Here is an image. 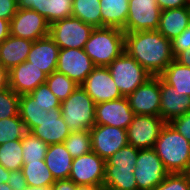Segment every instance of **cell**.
<instances>
[{"mask_svg": "<svg viewBox=\"0 0 190 190\" xmlns=\"http://www.w3.org/2000/svg\"><path fill=\"white\" fill-rule=\"evenodd\" d=\"M124 51L152 76H160L174 60L172 41L157 30L125 33Z\"/></svg>", "mask_w": 190, "mask_h": 190, "instance_id": "1", "label": "cell"}, {"mask_svg": "<svg viewBox=\"0 0 190 190\" xmlns=\"http://www.w3.org/2000/svg\"><path fill=\"white\" fill-rule=\"evenodd\" d=\"M55 0H24L10 21V35L36 41L49 36Z\"/></svg>", "mask_w": 190, "mask_h": 190, "instance_id": "2", "label": "cell"}, {"mask_svg": "<svg viewBox=\"0 0 190 190\" xmlns=\"http://www.w3.org/2000/svg\"><path fill=\"white\" fill-rule=\"evenodd\" d=\"M153 149L170 174L190 173V141L170 123L161 129Z\"/></svg>", "mask_w": 190, "mask_h": 190, "instance_id": "3", "label": "cell"}, {"mask_svg": "<svg viewBox=\"0 0 190 190\" xmlns=\"http://www.w3.org/2000/svg\"><path fill=\"white\" fill-rule=\"evenodd\" d=\"M94 27L70 16L59 5L51 15L49 36L59 49H84Z\"/></svg>", "mask_w": 190, "mask_h": 190, "instance_id": "4", "label": "cell"}, {"mask_svg": "<svg viewBox=\"0 0 190 190\" xmlns=\"http://www.w3.org/2000/svg\"><path fill=\"white\" fill-rule=\"evenodd\" d=\"M125 33L113 27L94 28L84 51L95 66L107 67L124 52Z\"/></svg>", "mask_w": 190, "mask_h": 190, "instance_id": "5", "label": "cell"}, {"mask_svg": "<svg viewBox=\"0 0 190 190\" xmlns=\"http://www.w3.org/2000/svg\"><path fill=\"white\" fill-rule=\"evenodd\" d=\"M60 108L71 132L90 130L95 125V102L81 85L61 102Z\"/></svg>", "mask_w": 190, "mask_h": 190, "instance_id": "6", "label": "cell"}, {"mask_svg": "<svg viewBox=\"0 0 190 190\" xmlns=\"http://www.w3.org/2000/svg\"><path fill=\"white\" fill-rule=\"evenodd\" d=\"M107 68L123 97L130 95L137 87L152 77V75L126 51L115 58Z\"/></svg>", "mask_w": 190, "mask_h": 190, "instance_id": "7", "label": "cell"}, {"mask_svg": "<svg viewBox=\"0 0 190 190\" xmlns=\"http://www.w3.org/2000/svg\"><path fill=\"white\" fill-rule=\"evenodd\" d=\"M134 177L138 190H153L170 173L153 148L139 149Z\"/></svg>", "mask_w": 190, "mask_h": 190, "instance_id": "8", "label": "cell"}, {"mask_svg": "<svg viewBox=\"0 0 190 190\" xmlns=\"http://www.w3.org/2000/svg\"><path fill=\"white\" fill-rule=\"evenodd\" d=\"M105 163L106 161L93 151L73 158L69 179L77 186L103 187Z\"/></svg>", "mask_w": 190, "mask_h": 190, "instance_id": "9", "label": "cell"}, {"mask_svg": "<svg viewBox=\"0 0 190 190\" xmlns=\"http://www.w3.org/2000/svg\"><path fill=\"white\" fill-rule=\"evenodd\" d=\"M161 11L156 0H129L124 33L157 30Z\"/></svg>", "mask_w": 190, "mask_h": 190, "instance_id": "10", "label": "cell"}, {"mask_svg": "<svg viewBox=\"0 0 190 190\" xmlns=\"http://www.w3.org/2000/svg\"><path fill=\"white\" fill-rule=\"evenodd\" d=\"M165 124L160 116L135 115L126 129L128 144L137 149L153 148Z\"/></svg>", "mask_w": 190, "mask_h": 190, "instance_id": "11", "label": "cell"}, {"mask_svg": "<svg viewBox=\"0 0 190 190\" xmlns=\"http://www.w3.org/2000/svg\"><path fill=\"white\" fill-rule=\"evenodd\" d=\"M92 151L105 161L128 144L126 129L95 124L90 130Z\"/></svg>", "mask_w": 190, "mask_h": 190, "instance_id": "12", "label": "cell"}, {"mask_svg": "<svg viewBox=\"0 0 190 190\" xmlns=\"http://www.w3.org/2000/svg\"><path fill=\"white\" fill-rule=\"evenodd\" d=\"M126 98L135 115L160 116V76H152Z\"/></svg>", "mask_w": 190, "mask_h": 190, "instance_id": "13", "label": "cell"}, {"mask_svg": "<svg viewBox=\"0 0 190 190\" xmlns=\"http://www.w3.org/2000/svg\"><path fill=\"white\" fill-rule=\"evenodd\" d=\"M96 66L84 49H60L56 71L81 85Z\"/></svg>", "mask_w": 190, "mask_h": 190, "instance_id": "14", "label": "cell"}, {"mask_svg": "<svg viewBox=\"0 0 190 190\" xmlns=\"http://www.w3.org/2000/svg\"><path fill=\"white\" fill-rule=\"evenodd\" d=\"M81 87L95 104L122 98L107 67L96 66L87 76Z\"/></svg>", "mask_w": 190, "mask_h": 190, "instance_id": "15", "label": "cell"}, {"mask_svg": "<svg viewBox=\"0 0 190 190\" xmlns=\"http://www.w3.org/2000/svg\"><path fill=\"white\" fill-rule=\"evenodd\" d=\"M134 116L126 97L95 104V124L97 125L127 129Z\"/></svg>", "mask_w": 190, "mask_h": 190, "instance_id": "16", "label": "cell"}, {"mask_svg": "<svg viewBox=\"0 0 190 190\" xmlns=\"http://www.w3.org/2000/svg\"><path fill=\"white\" fill-rule=\"evenodd\" d=\"M30 133L48 145L63 143L71 133V130L62 117L61 108H54L44 114L38 126Z\"/></svg>", "mask_w": 190, "mask_h": 190, "instance_id": "17", "label": "cell"}, {"mask_svg": "<svg viewBox=\"0 0 190 190\" xmlns=\"http://www.w3.org/2000/svg\"><path fill=\"white\" fill-rule=\"evenodd\" d=\"M47 75L32 63L24 61L9 71V87L18 95L29 94L46 82Z\"/></svg>", "mask_w": 190, "mask_h": 190, "instance_id": "18", "label": "cell"}, {"mask_svg": "<svg viewBox=\"0 0 190 190\" xmlns=\"http://www.w3.org/2000/svg\"><path fill=\"white\" fill-rule=\"evenodd\" d=\"M160 117L169 123L190 110V97L168 85L160 77Z\"/></svg>", "mask_w": 190, "mask_h": 190, "instance_id": "19", "label": "cell"}, {"mask_svg": "<svg viewBox=\"0 0 190 190\" xmlns=\"http://www.w3.org/2000/svg\"><path fill=\"white\" fill-rule=\"evenodd\" d=\"M59 46L50 36L33 41L27 60L37 68H40L47 76L56 71Z\"/></svg>", "mask_w": 190, "mask_h": 190, "instance_id": "20", "label": "cell"}, {"mask_svg": "<svg viewBox=\"0 0 190 190\" xmlns=\"http://www.w3.org/2000/svg\"><path fill=\"white\" fill-rule=\"evenodd\" d=\"M33 41L9 35L0 44V65L10 71L27 60Z\"/></svg>", "mask_w": 190, "mask_h": 190, "instance_id": "21", "label": "cell"}, {"mask_svg": "<svg viewBox=\"0 0 190 190\" xmlns=\"http://www.w3.org/2000/svg\"><path fill=\"white\" fill-rule=\"evenodd\" d=\"M58 5L70 16L94 28L102 27L100 0H62Z\"/></svg>", "mask_w": 190, "mask_h": 190, "instance_id": "22", "label": "cell"}, {"mask_svg": "<svg viewBox=\"0 0 190 190\" xmlns=\"http://www.w3.org/2000/svg\"><path fill=\"white\" fill-rule=\"evenodd\" d=\"M190 24L189 7L167 9L161 11L157 31L172 41L179 36Z\"/></svg>", "mask_w": 190, "mask_h": 190, "instance_id": "23", "label": "cell"}, {"mask_svg": "<svg viewBox=\"0 0 190 190\" xmlns=\"http://www.w3.org/2000/svg\"><path fill=\"white\" fill-rule=\"evenodd\" d=\"M73 157L63 143L49 145L45 163L55 180L69 179Z\"/></svg>", "mask_w": 190, "mask_h": 190, "instance_id": "24", "label": "cell"}, {"mask_svg": "<svg viewBox=\"0 0 190 190\" xmlns=\"http://www.w3.org/2000/svg\"><path fill=\"white\" fill-rule=\"evenodd\" d=\"M129 0H100L102 27L123 30L128 16Z\"/></svg>", "mask_w": 190, "mask_h": 190, "instance_id": "25", "label": "cell"}, {"mask_svg": "<svg viewBox=\"0 0 190 190\" xmlns=\"http://www.w3.org/2000/svg\"><path fill=\"white\" fill-rule=\"evenodd\" d=\"M135 168H115V165H105L103 188L106 190H138L134 177Z\"/></svg>", "mask_w": 190, "mask_h": 190, "instance_id": "26", "label": "cell"}, {"mask_svg": "<svg viewBox=\"0 0 190 190\" xmlns=\"http://www.w3.org/2000/svg\"><path fill=\"white\" fill-rule=\"evenodd\" d=\"M168 84L180 93L190 97V67L173 60L160 75Z\"/></svg>", "mask_w": 190, "mask_h": 190, "instance_id": "27", "label": "cell"}, {"mask_svg": "<svg viewBox=\"0 0 190 190\" xmlns=\"http://www.w3.org/2000/svg\"><path fill=\"white\" fill-rule=\"evenodd\" d=\"M21 171L25 177L26 184L31 187L52 186L56 181L47 168L45 160L24 163Z\"/></svg>", "mask_w": 190, "mask_h": 190, "instance_id": "28", "label": "cell"}, {"mask_svg": "<svg viewBox=\"0 0 190 190\" xmlns=\"http://www.w3.org/2000/svg\"><path fill=\"white\" fill-rule=\"evenodd\" d=\"M44 114H48V111L44 110L36 103V100L30 94L20 95L19 102V116L26 125L30 132L34 127L38 126V123L43 118Z\"/></svg>", "mask_w": 190, "mask_h": 190, "instance_id": "29", "label": "cell"}, {"mask_svg": "<svg viewBox=\"0 0 190 190\" xmlns=\"http://www.w3.org/2000/svg\"><path fill=\"white\" fill-rule=\"evenodd\" d=\"M21 140L0 145V164L6 170H21L24 164Z\"/></svg>", "mask_w": 190, "mask_h": 190, "instance_id": "30", "label": "cell"}, {"mask_svg": "<svg viewBox=\"0 0 190 190\" xmlns=\"http://www.w3.org/2000/svg\"><path fill=\"white\" fill-rule=\"evenodd\" d=\"M28 129L19 114L14 117L0 120V145L7 141L21 140L27 133Z\"/></svg>", "mask_w": 190, "mask_h": 190, "instance_id": "31", "label": "cell"}, {"mask_svg": "<svg viewBox=\"0 0 190 190\" xmlns=\"http://www.w3.org/2000/svg\"><path fill=\"white\" fill-rule=\"evenodd\" d=\"M24 163L45 160L49 145L28 132L22 139Z\"/></svg>", "mask_w": 190, "mask_h": 190, "instance_id": "32", "label": "cell"}, {"mask_svg": "<svg viewBox=\"0 0 190 190\" xmlns=\"http://www.w3.org/2000/svg\"><path fill=\"white\" fill-rule=\"evenodd\" d=\"M52 93L62 102L66 100L77 88L78 84L67 77L65 74L57 71L47 76L46 82Z\"/></svg>", "mask_w": 190, "mask_h": 190, "instance_id": "33", "label": "cell"}, {"mask_svg": "<svg viewBox=\"0 0 190 190\" xmlns=\"http://www.w3.org/2000/svg\"><path fill=\"white\" fill-rule=\"evenodd\" d=\"M73 158L92 151L91 134L89 130L71 132L63 142Z\"/></svg>", "mask_w": 190, "mask_h": 190, "instance_id": "34", "label": "cell"}, {"mask_svg": "<svg viewBox=\"0 0 190 190\" xmlns=\"http://www.w3.org/2000/svg\"><path fill=\"white\" fill-rule=\"evenodd\" d=\"M138 151L139 149L127 144L107 159L105 165H115V168H135Z\"/></svg>", "mask_w": 190, "mask_h": 190, "instance_id": "35", "label": "cell"}, {"mask_svg": "<svg viewBox=\"0 0 190 190\" xmlns=\"http://www.w3.org/2000/svg\"><path fill=\"white\" fill-rule=\"evenodd\" d=\"M20 95L10 87L0 91V120L19 114Z\"/></svg>", "mask_w": 190, "mask_h": 190, "instance_id": "36", "label": "cell"}, {"mask_svg": "<svg viewBox=\"0 0 190 190\" xmlns=\"http://www.w3.org/2000/svg\"><path fill=\"white\" fill-rule=\"evenodd\" d=\"M29 94L36 100V103L44 107L46 111L60 108L61 101L52 93L46 83L39 85Z\"/></svg>", "mask_w": 190, "mask_h": 190, "instance_id": "37", "label": "cell"}, {"mask_svg": "<svg viewBox=\"0 0 190 190\" xmlns=\"http://www.w3.org/2000/svg\"><path fill=\"white\" fill-rule=\"evenodd\" d=\"M153 190H190V173L169 174Z\"/></svg>", "mask_w": 190, "mask_h": 190, "instance_id": "38", "label": "cell"}, {"mask_svg": "<svg viewBox=\"0 0 190 190\" xmlns=\"http://www.w3.org/2000/svg\"><path fill=\"white\" fill-rule=\"evenodd\" d=\"M180 134L190 141V110L169 122Z\"/></svg>", "mask_w": 190, "mask_h": 190, "instance_id": "39", "label": "cell"}, {"mask_svg": "<svg viewBox=\"0 0 190 190\" xmlns=\"http://www.w3.org/2000/svg\"><path fill=\"white\" fill-rule=\"evenodd\" d=\"M23 1L24 0H0V18L11 21Z\"/></svg>", "mask_w": 190, "mask_h": 190, "instance_id": "40", "label": "cell"}, {"mask_svg": "<svg viewBox=\"0 0 190 190\" xmlns=\"http://www.w3.org/2000/svg\"><path fill=\"white\" fill-rule=\"evenodd\" d=\"M187 48H190V24L179 36L172 40L174 57Z\"/></svg>", "mask_w": 190, "mask_h": 190, "instance_id": "41", "label": "cell"}, {"mask_svg": "<svg viewBox=\"0 0 190 190\" xmlns=\"http://www.w3.org/2000/svg\"><path fill=\"white\" fill-rule=\"evenodd\" d=\"M8 185L13 190H22L25 186H27L25 177L21 170L9 171Z\"/></svg>", "mask_w": 190, "mask_h": 190, "instance_id": "42", "label": "cell"}, {"mask_svg": "<svg viewBox=\"0 0 190 190\" xmlns=\"http://www.w3.org/2000/svg\"><path fill=\"white\" fill-rule=\"evenodd\" d=\"M158 7L164 11L167 9L181 8L189 6L188 0H156Z\"/></svg>", "mask_w": 190, "mask_h": 190, "instance_id": "43", "label": "cell"}, {"mask_svg": "<svg viewBox=\"0 0 190 190\" xmlns=\"http://www.w3.org/2000/svg\"><path fill=\"white\" fill-rule=\"evenodd\" d=\"M77 185L70 179L56 180L51 190H77Z\"/></svg>", "mask_w": 190, "mask_h": 190, "instance_id": "44", "label": "cell"}, {"mask_svg": "<svg viewBox=\"0 0 190 190\" xmlns=\"http://www.w3.org/2000/svg\"><path fill=\"white\" fill-rule=\"evenodd\" d=\"M174 60L177 61L178 63L190 67V48H187L180 53H178L175 57Z\"/></svg>", "mask_w": 190, "mask_h": 190, "instance_id": "45", "label": "cell"}, {"mask_svg": "<svg viewBox=\"0 0 190 190\" xmlns=\"http://www.w3.org/2000/svg\"><path fill=\"white\" fill-rule=\"evenodd\" d=\"M10 35V21L0 18V44Z\"/></svg>", "mask_w": 190, "mask_h": 190, "instance_id": "46", "label": "cell"}, {"mask_svg": "<svg viewBox=\"0 0 190 190\" xmlns=\"http://www.w3.org/2000/svg\"><path fill=\"white\" fill-rule=\"evenodd\" d=\"M9 87V71L0 65V91Z\"/></svg>", "mask_w": 190, "mask_h": 190, "instance_id": "47", "label": "cell"}, {"mask_svg": "<svg viewBox=\"0 0 190 190\" xmlns=\"http://www.w3.org/2000/svg\"><path fill=\"white\" fill-rule=\"evenodd\" d=\"M9 180V170H6L1 164H0V183H8Z\"/></svg>", "mask_w": 190, "mask_h": 190, "instance_id": "48", "label": "cell"}, {"mask_svg": "<svg viewBox=\"0 0 190 190\" xmlns=\"http://www.w3.org/2000/svg\"><path fill=\"white\" fill-rule=\"evenodd\" d=\"M22 190H51V186L31 187L27 185Z\"/></svg>", "mask_w": 190, "mask_h": 190, "instance_id": "49", "label": "cell"}, {"mask_svg": "<svg viewBox=\"0 0 190 190\" xmlns=\"http://www.w3.org/2000/svg\"><path fill=\"white\" fill-rule=\"evenodd\" d=\"M103 187H96V186H78L77 190H103Z\"/></svg>", "mask_w": 190, "mask_h": 190, "instance_id": "50", "label": "cell"}, {"mask_svg": "<svg viewBox=\"0 0 190 190\" xmlns=\"http://www.w3.org/2000/svg\"><path fill=\"white\" fill-rule=\"evenodd\" d=\"M0 190H13L8 183H0Z\"/></svg>", "mask_w": 190, "mask_h": 190, "instance_id": "51", "label": "cell"}, {"mask_svg": "<svg viewBox=\"0 0 190 190\" xmlns=\"http://www.w3.org/2000/svg\"><path fill=\"white\" fill-rule=\"evenodd\" d=\"M57 4H59L62 0H55Z\"/></svg>", "mask_w": 190, "mask_h": 190, "instance_id": "52", "label": "cell"}]
</instances>
